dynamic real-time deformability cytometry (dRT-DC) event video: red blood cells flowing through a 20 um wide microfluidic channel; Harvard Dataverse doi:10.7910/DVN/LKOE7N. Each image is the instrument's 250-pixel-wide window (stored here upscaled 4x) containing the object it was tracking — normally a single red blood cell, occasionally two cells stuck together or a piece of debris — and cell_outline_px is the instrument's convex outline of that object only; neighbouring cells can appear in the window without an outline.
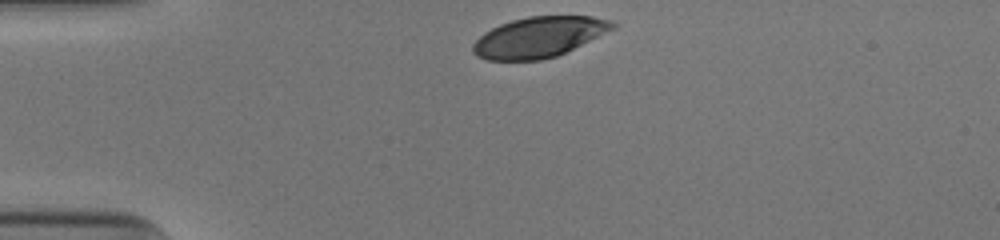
{"species": "human", "species_latin": "Homo sapiens", "temperature_condition": "cold", "stored_images_in_passage": 31, "camera_frame_rate_fps": 3000, "um_per_image_px": 0.085, "donor": {"sex": "male"}, "frame": {"image": 1, "passage_image": 1, "time_ms": 0.0, "image_size_px": [1000, 240], "cell_outline_px": [[616, 24], [612, 28], [556, 56], [540, 60], [488, 60], [476, 56], [472, 52], [472, 44], [484, 32], [500, 24], [512, 20], [528, 16], [592, 16], [612, 20]], "centroid_in_image_um": [45.73, 3.15], "position_along_channel_um": 39.3, "area_um2": 32.43}}
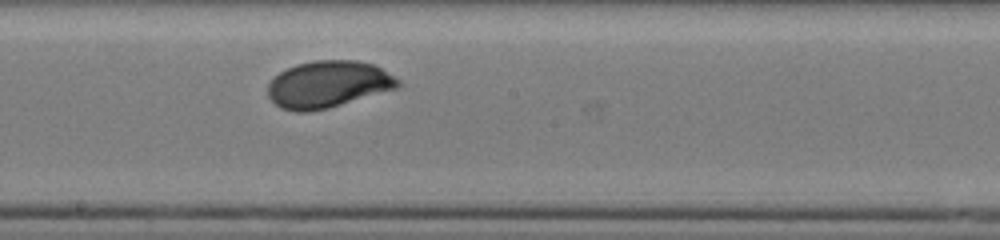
{"frame": {"image": 2, "passage_image": 18, "time_ms": 5.667, "image_size_px": [1000, 240], "cell_outline_px": [[400, 84], [396, 88], [328, 108], [308, 112], [296, 112], [280, 108], [268, 96], [268, 84], [280, 72], [296, 64], [316, 60], [356, 60], [372, 64], [380, 68], [400, 80]], "centroid_in_image_um": [27.86, 7.17], "position_along_channel_um": 220.3, "area_um2": 35.2}}
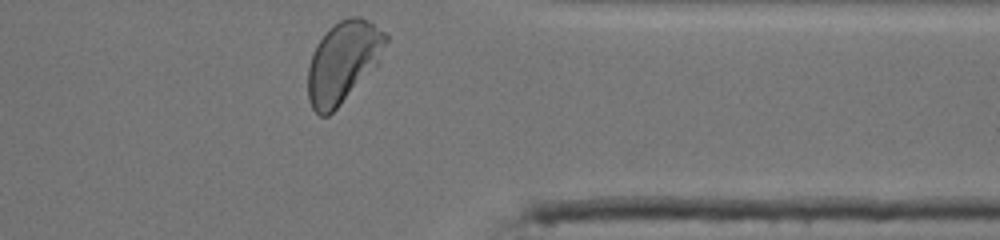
{"frame": {"image": 3, "passage_image": 31, "time_ms": 10.0, "image_size_px": [1000, 240], "cell_outline_px": [[388, 40], [376, 64], [340, 104], [328, 116], [320, 116], [312, 108], [308, 100], [308, 68], [316, 44], [328, 28], [340, 20], [348, 16], [360, 16], [368, 20], [384, 32], [388, 36]], "centroid_in_image_um": [29.13, 5.23], "position_along_channel_um": 382.3, "area_um2": 36.18}, "authors_computed_cell_mechanics": {"area_um2": 35.0268, "velocity_mm_per_s": 3.897, "shape_relaxation_time_tau1_ms": 1.9468, "shape_relaxation_time_tau2_ms": null, "deformation_change_tau1": 0.1318, "deformation_change_tau2": null}}